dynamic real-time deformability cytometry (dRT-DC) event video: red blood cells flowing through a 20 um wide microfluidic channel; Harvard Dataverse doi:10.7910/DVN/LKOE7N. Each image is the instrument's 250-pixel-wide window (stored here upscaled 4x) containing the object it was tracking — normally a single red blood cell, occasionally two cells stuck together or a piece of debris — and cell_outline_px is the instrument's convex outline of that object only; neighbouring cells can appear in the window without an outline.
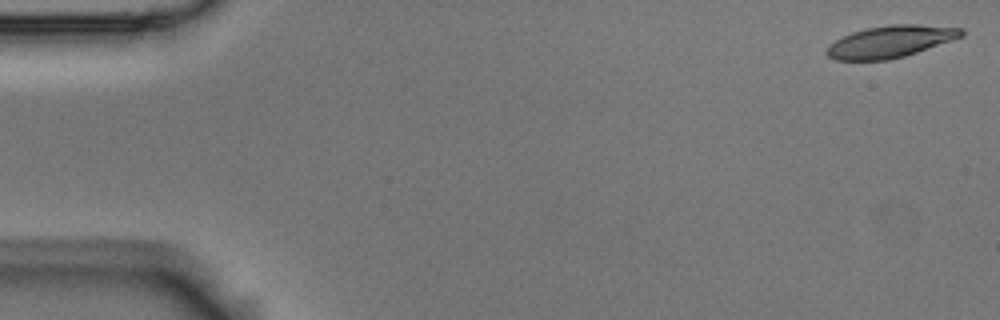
{"species": "Egyptian fruit bat (a non-hibernating species)", "species_latin": "Rousettus aegyptiacus", "temperature_condition": "room temperature", "stored_images_in_passage": 5, "camera_frame_rate_fps": 3000, "um_per_image_px": 0.085, "animal": {"sex": "male"}, "frame": {"image": 1, "passage_image": 1, "time_ms": 0.0, "image_size_px": [1000, 320], "cell_outline_px": [[964, 36], [904, 56], [888, 60], [836, 60], [828, 56], [824, 52], [836, 40], [852, 32], [864, 28], [892, 24], [916, 24], [964, 28]], "centroid_in_image_um": [75.7, 3.53], "position_along_channel_um": 9.3, "area_um2": 24.91}}
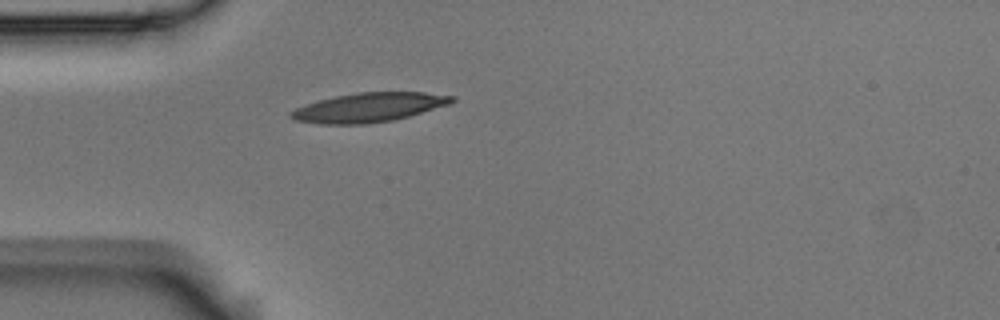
{"frame": {"image": 2, "passage_image": 5, "time_ms": 1.333, "image_size_px": [1000, 320], "cell_outline_px": [[456, 100], [452, 104], [408, 116], [392, 120], [364, 124], [320, 124], [292, 120], [288, 116], [288, 112], [304, 104], [336, 96], [356, 92], [424, 92], [456, 96]], "centroid_in_image_um": [31.35, 9.13], "position_along_channel_um": 53.7, "area_um2": 27.63}}